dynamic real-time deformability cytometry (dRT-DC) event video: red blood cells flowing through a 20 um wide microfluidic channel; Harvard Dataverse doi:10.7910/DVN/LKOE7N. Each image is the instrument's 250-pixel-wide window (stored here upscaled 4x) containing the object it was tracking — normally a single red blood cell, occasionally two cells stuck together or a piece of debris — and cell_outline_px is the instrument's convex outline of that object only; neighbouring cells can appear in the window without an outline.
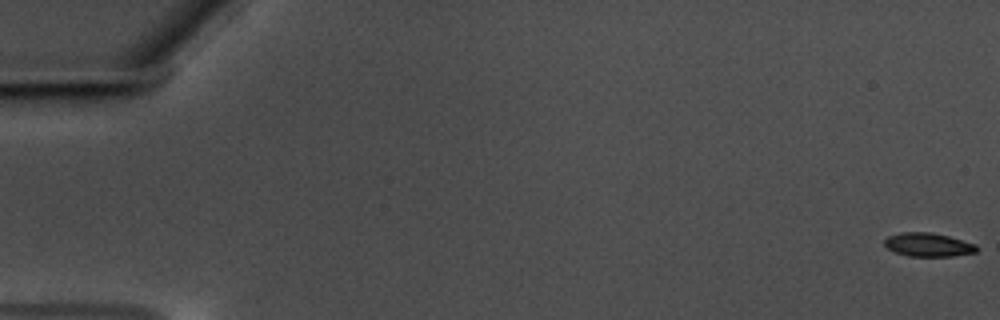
{"species": "common noctule bat (a hibernating species)", "species_latin": "Nyctalus noctula", "temperature_condition": "warm", "stored_images_in_passage": 19, "camera_frame_rate_fps": 3000, "um_per_image_px": 0.085, "animal": {"sex": "male", "body_mass_g": 17.5, "forearm_length_mm": 52.3}, "frame": {"image": 1, "passage_image": 1, "time_ms": 0.0, "image_size_px": [1000, 320], "cell_outline_px": [[976, 252], [952, 256], [908, 256], [896, 252], [888, 248], [884, 244], [884, 240], [888, 236], [900, 232], [932, 232], [948, 236], [976, 244]], "centroid_in_image_um": [78.87, 20.79], "position_along_channel_um": 6.1, "area_um2": 12.6}}